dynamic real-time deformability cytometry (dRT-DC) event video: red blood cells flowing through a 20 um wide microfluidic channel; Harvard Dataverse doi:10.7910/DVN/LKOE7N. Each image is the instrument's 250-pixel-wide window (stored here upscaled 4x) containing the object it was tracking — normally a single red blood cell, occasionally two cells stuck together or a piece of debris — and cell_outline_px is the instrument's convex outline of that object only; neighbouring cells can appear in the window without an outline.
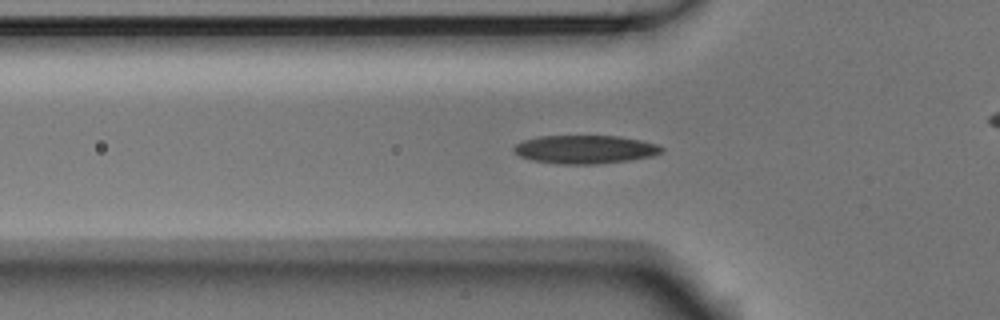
{"species": "Egyptian fruit bat (a non-hibernating species)", "species_latin": "Rousettus aegyptiacus", "temperature_condition": "room temperature", "stored_images_in_passage": 54, "camera_frame_rate_fps": 3000, "um_per_image_px": 0.085, "animal": {"sex": "male"}, "frame": {"image": 1, "passage_image": 17, "time_ms": 5.333, "image_size_px": [1000, 320], "cell_outline_px": [[664, 152], [652, 156], [628, 160], [596, 164], [560, 164], [532, 160], [520, 156], [512, 148], [516, 144], [524, 140], [540, 136], [620, 136], [640, 140], [656, 144], [664, 148]], "centroid_in_image_um": [49.75, 12.7], "position_along_channel_um": 76.1, "area_um2": 24.33}}
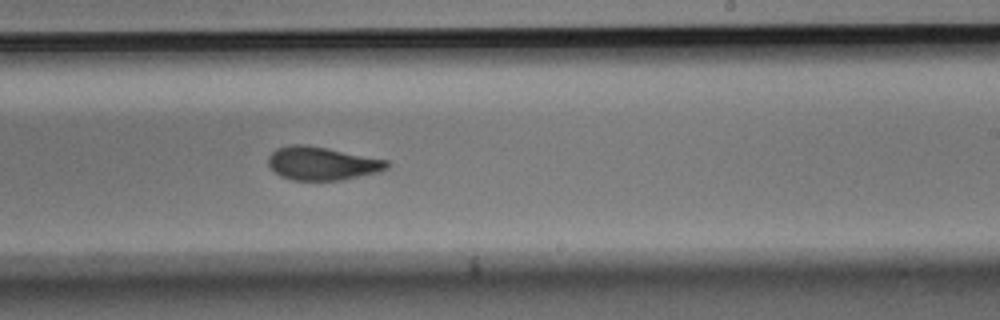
{"frame": {"image": 2, "passage_image": 32, "time_ms": 10.333, "image_size_px": [1000, 320], "cell_outline_px": [[388, 168], [380, 172], [340, 180], [292, 180], [280, 176], [268, 164], [268, 156], [276, 148], [292, 144], [304, 144], [328, 148], [388, 160]], "centroid_in_image_um": [27.37, 13.88], "position_along_channel_um": 261.6, "area_um2": 23.06}}
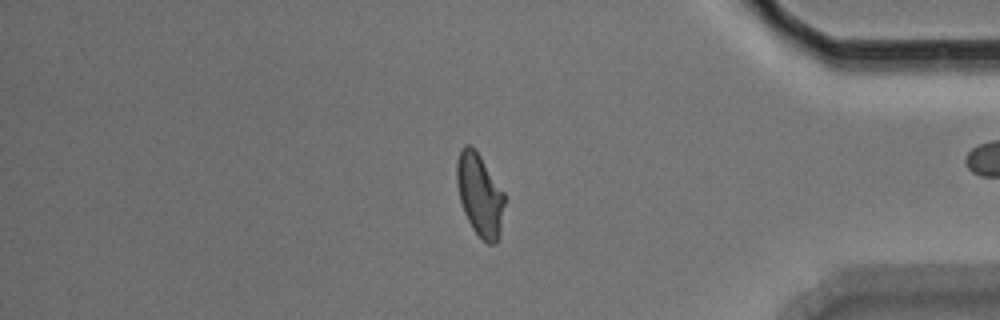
{"frame": {"image": 3, "passage_image": 45, "time_ms": 14.667, "image_size_px": [1000, 320], "cell_outline_px": [[504, 204], [500, 236], [496, 244], [488, 244], [472, 228], [464, 212], [460, 200], [456, 184], [456, 160], [460, 148], [464, 144], [472, 144], [476, 148], [504, 192]], "centroid_in_image_um": [40.76, 16.5], "position_along_channel_um": 394.4, "area_um2": 23.29}, "authors_computed_cell_mechanics": {"area_um2": 23.2645, "velocity_mm_per_s": 3.6911, "shape_relaxation_time_tau1_ms": 3.7792, "shape_relaxation_time_tau2_ms": 1.876, "deformation_change_tau1": 0.1492, "deformation_change_tau2": 0.0743}}